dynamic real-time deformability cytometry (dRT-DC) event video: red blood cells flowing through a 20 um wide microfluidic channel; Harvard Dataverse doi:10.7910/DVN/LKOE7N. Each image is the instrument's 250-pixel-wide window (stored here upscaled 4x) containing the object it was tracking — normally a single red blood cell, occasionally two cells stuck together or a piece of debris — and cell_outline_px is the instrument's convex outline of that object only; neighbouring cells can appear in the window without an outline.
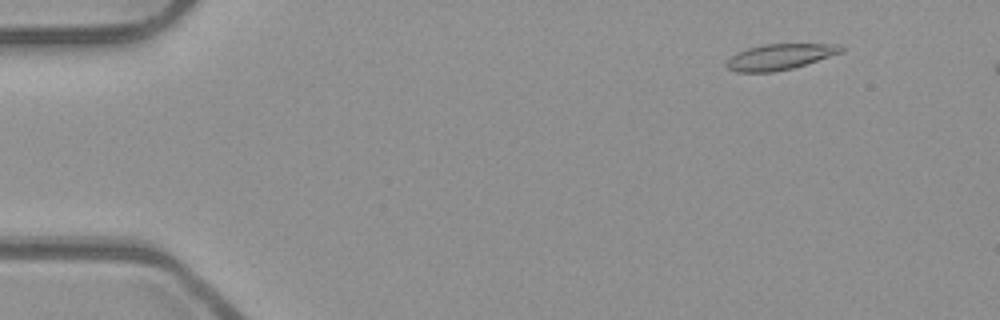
{"species": "common noctule bat (a hibernating species)", "species_latin": "Nyctalus noctula", "temperature_condition": "room temperature", "stored_images_in_passage": 51, "camera_frame_rate_fps": 3000, "um_per_image_px": 0.085, "animal": {"sex": "male", "body_mass_g": 23.1, "forearm_length_mm": 52.7}, "frame": {"image": 1, "passage_image": 6, "time_ms": 1.667, "image_size_px": [1000, 320], "cell_outline_px": [[844, 52], [792, 68], [772, 72], [736, 72], [728, 68], [724, 64], [736, 52], [748, 48], [764, 44], [840, 44], [844, 48]], "centroid_in_image_um": [66.29, 4.82], "position_along_channel_um": 18.7, "area_um2": 17.17}}
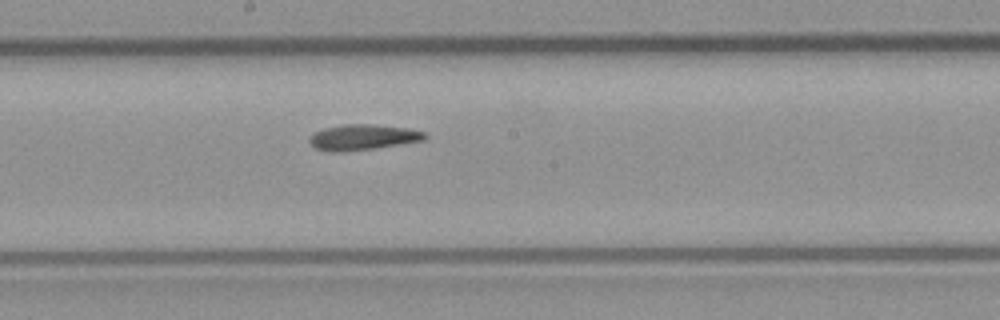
{"frame": {"image": 2, "passage_image": 29, "time_ms": 9.333, "image_size_px": [1000, 320], "cell_outline_px": [[428, 136], [424, 140], [372, 148], [344, 152], [332, 152], [316, 148], [308, 140], [316, 132], [324, 128], [344, 124], [368, 124], [408, 128], [424, 132]], "centroid_in_image_um": [30.84, 11.66], "position_along_channel_um": 217.4, "area_um2": 16.88}}
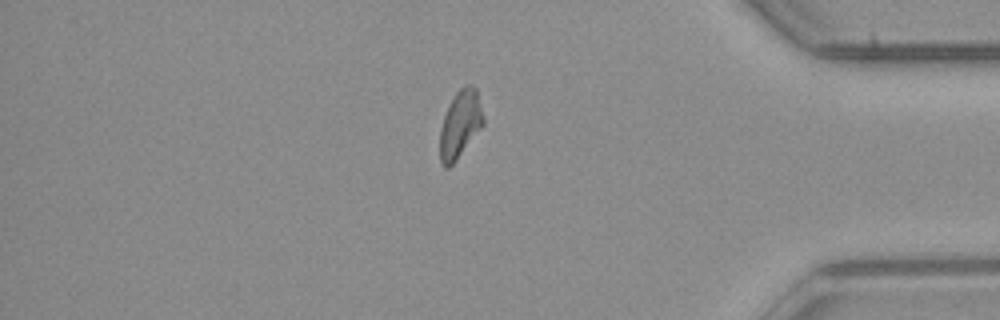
{"frame": {"image": 3, "passage_image": 45, "time_ms": 14.667, "image_size_px": [1000, 320], "cell_outline_px": [[484, 124], [456, 160], [448, 168], [444, 168], [440, 160], [440, 128], [444, 116], [456, 92], [464, 84], [472, 84], [476, 88], [484, 116]], "centroid_in_image_um": [39.12, 10.55], "position_along_channel_um": 396.1, "area_um2": 16.94}}